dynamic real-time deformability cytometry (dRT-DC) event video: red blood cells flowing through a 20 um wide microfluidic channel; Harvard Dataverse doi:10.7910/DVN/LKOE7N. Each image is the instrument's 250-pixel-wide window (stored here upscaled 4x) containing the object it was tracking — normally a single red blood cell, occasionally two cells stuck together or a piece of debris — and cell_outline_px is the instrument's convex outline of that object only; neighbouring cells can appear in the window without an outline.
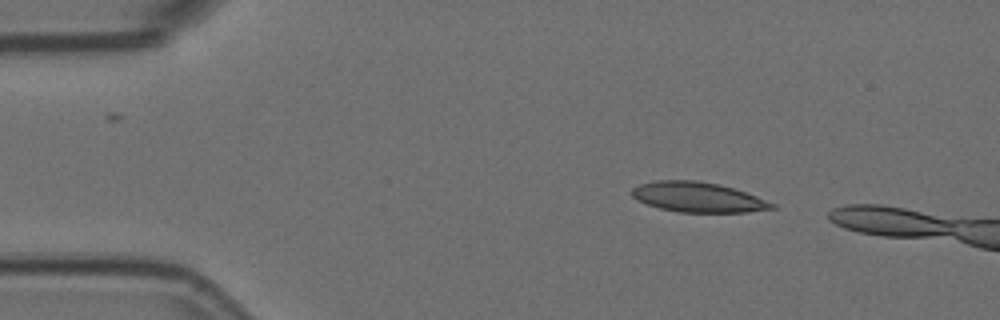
{"species": "Egyptian fruit bat (a non-hibernating species)", "species_latin": "Rousettus aegyptiacus", "temperature_condition": "room temperature", "stored_images_in_passage": 2, "camera_frame_rate_fps": 3000, "um_per_image_px": 0.085, "animal": {"sex": "female"}, "frame": {"image": 1, "passage_image": 2, "time_ms": 0.333, "image_size_px": [1000, 320], "cell_outline_px": [[776, 208], [748, 212], [676, 212], [660, 208], [636, 200], [632, 196], [632, 188], [640, 184], [656, 180], [696, 180], [720, 184], [756, 196], [776, 204]], "centroid_in_image_um": [59.31, 16.76], "position_along_channel_um": 25.7, "area_um2": 24.45}}